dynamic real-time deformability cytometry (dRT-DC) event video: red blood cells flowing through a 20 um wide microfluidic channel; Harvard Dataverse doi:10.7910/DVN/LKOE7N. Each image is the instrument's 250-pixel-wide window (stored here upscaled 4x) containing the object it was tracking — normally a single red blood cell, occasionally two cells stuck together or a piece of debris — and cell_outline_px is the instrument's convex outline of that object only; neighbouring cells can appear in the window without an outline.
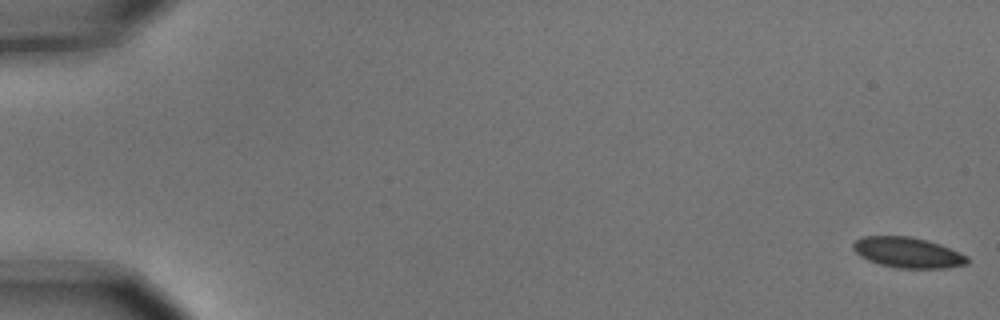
{"species": "common noctule bat (a hibernating species)", "species_latin": "Nyctalus noctula", "temperature_condition": "cold", "stored_images_in_passage": 9, "camera_frame_rate_fps": 3000, "um_per_image_px": 0.085, "animal": {"sex": "male", "body_mass_g": 15.6}, "frame": {"image": 1, "passage_image": 1, "time_ms": 0.0, "image_size_px": [1000, 320], "cell_outline_px": [[968, 264], [948, 268], [900, 268], [880, 264], [868, 260], [860, 256], [852, 248], [852, 244], [856, 240], [864, 236], [908, 236], [928, 240], [940, 244], [968, 256]], "centroid_in_image_um": [77.17, 21.46], "position_along_channel_um": 7.8, "area_um2": 20.29}}
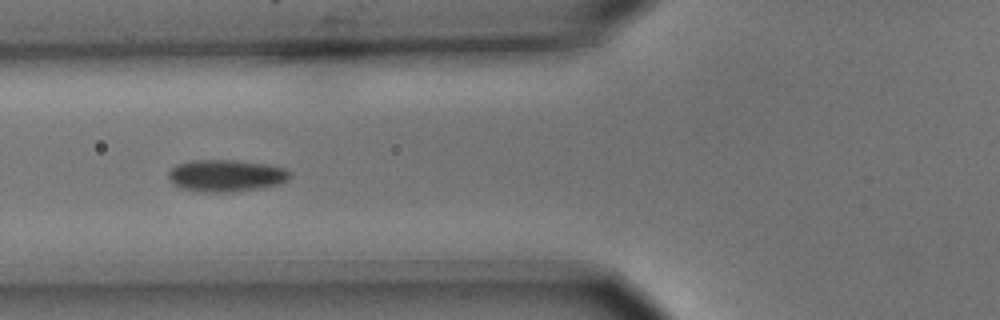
{"frame": {"image": 2, "passage_image": 7, "time_ms": 2.0, "image_size_px": [1000, 320], "cell_outline_px": [[292, 176], [288, 180], [280, 184], [264, 188], [232, 192], [200, 192], [180, 188], [172, 184], [168, 180], [168, 172], [176, 164], [188, 160], [236, 160], [268, 164], [284, 168], [292, 172]], "centroid_in_image_um": [19.22, 14.93], "position_along_channel_um": 106.6, "area_um2": 23.24}}
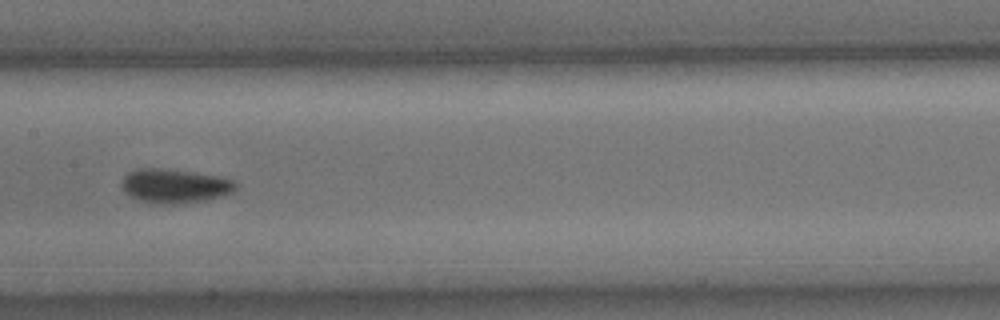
{"frame": {"image": 3, "passage_image": 9, "time_ms": 2.667, "image_size_px": [1000, 320], "cell_outline_px": [[236, 188], [232, 192], [220, 196], [204, 200], [184, 204], [152, 204], [140, 200], [124, 192], [120, 184], [124, 176], [128, 172], [136, 168], [160, 168], [192, 172], [220, 176], [232, 180], [236, 184]], "centroid_in_image_um": [14.81, 15.81], "position_along_channel_um": 192.6, "area_um2": 22.77}}